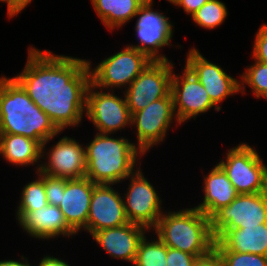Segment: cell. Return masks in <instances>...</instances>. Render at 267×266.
<instances>
[{
	"label": "cell",
	"mask_w": 267,
	"mask_h": 266,
	"mask_svg": "<svg viewBox=\"0 0 267 266\" xmlns=\"http://www.w3.org/2000/svg\"><path fill=\"white\" fill-rule=\"evenodd\" d=\"M13 78L60 132L81 123L91 84L86 59L31 46L24 69Z\"/></svg>",
	"instance_id": "obj_1"
},
{
	"label": "cell",
	"mask_w": 267,
	"mask_h": 266,
	"mask_svg": "<svg viewBox=\"0 0 267 266\" xmlns=\"http://www.w3.org/2000/svg\"><path fill=\"white\" fill-rule=\"evenodd\" d=\"M60 133L13 77H0V134L23 135L43 145Z\"/></svg>",
	"instance_id": "obj_2"
},
{
	"label": "cell",
	"mask_w": 267,
	"mask_h": 266,
	"mask_svg": "<svg viewBox=\"0 0 267 266\" xmlns=\"http://www.w3.org/2000/svg\"><path fill=\"white\" fill-rule=\"evenodd\" d=\"M97 133L85 146L86 175L95 184L116 185L138 168V156L144 154L127 138Z\"/></svg>",
	"instance_id": "obj_3"
},
{
	"label": "cell",
	"mask_w": 267,
	"mask_h": 266,
	"mask_svg": "<svg viewBox=\"0 0 267 266\" xmlns=\"http://www.w3.org/2000/svg\"><path fill=\"white\" fill-rule=\"evenodd\" d=\"M152 230L167 247L194 256H208L214 251L211 218L195 207L163 212Z\"/></svg>",
	"instance_id": "obj_4"
},
{
	"label": "cell",
	"mask_w": 267,
	"mask_h": 266,
	"mask_svg": "<svg viewBox=\"0 0 267 266\" xmlns=\"http://www.w3.org/2000/svg\"><path fill=\"white\" fill-rule=\"evenodd\" d=\"M224 159L218 165L239 194L267 192V166L256 149L240 143L229 149Z\"/></svg>",
	"instance_id": "obj_5"
},
{
	"label": "cell",
	"mask_w": 267,
	"mask_h": 266,
	"mask_svg": "<svg viewBox=\"0 0 267 266\" xmlns=\"http://www.w3.org/2000/svg\"><path fill=\"white\" fill-rule=\"evenodd\" d=\"M120 52L105 58L92 69L91 61L87 60L90 69L91 84L101 90L114 91L116 88L129 86L132 81L152 62L143 52L125 45ZM109 89V90H108Z\"/></svg>",
	"instance_id": "obj_6"
},
{
	"label": "cell",
	"mask_w": 267,
	"mask_h": 266,
	"mask_svg": "<svg viewBox=\"0 0 267 266\" xmlns=\"http://www.w3.org/2000/svg\"><path fill=\"white\" fill-rule=\"evenodd\" d=\"M174 65L168 61H152L148 66L125 88L130 114H134L153 101L171 94V81Z\"/></svg>",
	"instance_id": "obj_7"
},
{
	"label": "cell",
	"mask_w": 267,
	"mask_h": 266,
	"mask_svg": "<svg viewBox=\"0 0 267 266\" xmlns=\"http://www.w3.org/2000/svg\"><path fill=\"white\" fill-rule=\"evenodd\" d=\"M135 35L139 41L136 45H128L145 53L152 61H168L159 51L170 45L173 37V25L162 12L153 10V0H146L139 8L135 17ZM160 52V53H159Z\"/></svg>",
	"instance_id": "obj_8"
},
{
	"label": "cell",
	"mask_w": 267,
	"mask_h": 266,
	"mask_svg": "<svg viewBox=\"0 0 267 266\" xmlns=\"http://www.w3.org/2000/svg\"><path fill=\"white\" fill-rule=\"evenodd\" d=\"M97 90L96 86L89 85L85 114L98 133L114 134L128 125L131 127V114L125 95L120 98L113 91Z\"/></svg>",
	"instance_id": "obj_9"
},
{
	"label": "cell",
	"mask_w": 267,
	"mask_h": 266,
	"mask_svg": "<svg viewBox=\"0 0 267 266\" xmlns=\"http://www.w3.org/2000/svg\"><path fill=\"white\" fill-rule=\"evenodd\" d=\"M173 120L177 121L172 94L153 101L144 109L132 114L131 126L136 127L138 149L146 155L153 146L161 143Z\"/></svg>",
	"instance_id": "obj_10"
},
{
	"label": "cell",
	"mask_w": 267,
	"mask_h": 266,
	"mask_svg": "<svg viewBox=\"0 0 267 266\" xmlns=\"http://www.w3.org/2000/svg\"><path fill=\"white\" fill-rule=\"evenodd\" d=\"M130 184L124 194V207L130 223H136L152 230L162 216V200L158 191L144 177L140 166L128 177Z\"/></svg>",
	"instance_id": "obj_11"
},
{
	"label": "cell",
	"mask_w": 267,
	"mask_h": 266,
	"mask_svg": "<svg viewBox=\"0 0 267 266\" xmlns=\"http://www.w3.org/2000/svg\"><path fill=\"white\" fill-rule=\"evenodd\" d=\"M267 223V192L239 194L211 217L214 237L222 229H237Z\"/></svg>",
	"instance_id": "obj_12"
},
{
	"label": "cell",
	"mask_w": 267,
	"mask_h": 266,
	"mask_svg": "<svg viewBox=\"0 0 267 266\" xmlns=\"http://www.w3.org/2000/svg\"><path fill=\"white\" fill-rule=\"evenodd\" d=\"M52 139L54 138L46 140L42 145V159L47 156L48 161L37 165L36 170L48 176L67 180L85 177V146L71 137L63 136L55 145H52V148L45 151L46 144Z\"/></svg>",
	"instance_id": "obj_13"
},
{
	"label": "cell",
	"mask_w": 267,
	"mask_h": 266,
	"mask_svg": "<svg viewBox=\"0 0 267 266\" xmlns=\"http://www.w3.org/2000/svg\"><path fill=\"white\" fill-rule=\"evenodd\" d=\"M171 94L178 125L205 113L211 108L220 111L196 76L185 66L183 74L172 73Z\"/></svg>",
	"instance_id": "obj_14"
},
{
	"label": "cell",
	"mask_w": 267,
	"mask_h": 266,
	"mask_svg": "<svg viewBox=\"0 0 267 266\" xmlns=\"http://www.w3.org/2000/svg\"><path fill=\"white\" fill-rule=\"evenodd\" d=\"M185 66L196 76L207 91L211 102L219 106L230 95L240 93V81L231 77L216 63L209 62L195 48H191L186 57Z\"/></svg>",
	"instance_id": "obj_15"
},
{
	"label": "cell",
	"mask_w": 267,
	"mask_h": 266,
	"mask_svg": "<svg viewBox=\"0 0 267 266\" xmlns=\"http://www.w3.org/2000/svg\"><path fill=\"white\" fill-rule=\"evenodd\" d=\"M113 184H96L93 188L87 220V233H93L129 223L123 196Z\"/></svg>",
	"instance_id": "obj_16"
},
{
	"label": "cell",
	"mask_w": 267,
	"mask_h": 266,
	"mask_svg": "<svg viewBox=\"0 0 267 266\" xmlns=\"http://www.w3.org/2000/svg\"><path fill=\"white\" fill-rule=\"evenodd\" d=\"M96 184L87 177L65 179V190L62 193L60 211L67 225L77 234L87 231V220L93 188Z\"/></svg>",
	"instance_id": "obj_17"
},
{
	"label": "cell",
	"mask_w": 267,
	"mask_h": 266,
	"mask_svg": "<svg viewBox=\"0 0 267 266\" xmlns=\"http://www.w3.org/2000/svg\"><path fill=\"white\" fill-rule=\"evenodd\" d=\"M146 232H149L146 227L129 222L119 227L97 231L91 237L111 258L134 264L139 242Z\"/></svg>",
	"instance_id": "obj_18"
},
{
	"label": "cell",
	"mask_w": 267,
	"mask_h": 266,
	"mask_svg": "<svg viewBox=\"0 0 267 266\" xmlns=\"http://www.w3.org/2000/svg\"><path fill=\"white\" fill-rule=\"evenodd\" d=\"M16 219L20 227L30 237L51 239L61 236H75V232L67 225L63 213L58 206L47 205L34 211H16Z\"/></svg>",
	"instance_id": "obj_19"
},
{
	"label": "cell",
	"mask_w": 267,
	"mask_h": 266,
	"mask_svg": "<svg viewBox=\"0 0 267 266\" xmlns=\"http://www.w3.org/2000/svg\"><path fill=\"white\" fill-rule=\"evenodd\" d=\"M214 250H230L267 257V223L237 229H222L215 236Z\"/></svg>",
	"instance_id": "obj_20"
},
{
	"label": "cell",
	"mask_w": 267,
	"mask_h": 266,
	"mask_svg": "<svg viewBox=\"0 0 267 266\" xmlns=\"http://www.w3.org/2000/svg\"><path fill=\"white\" fill-rule=\"evenodd\" d=\"M203 180L204 200L195 208L209 218L222 207L228 206L239 195L227 174L218 164Z\"/></svg>",
	"instance_id": "obj_21"
},
{
	"label": "cell",
	"mask_w": 267,
	"mask_h": 266,
	"mask_svg": "<svg viewBox=\"0 0 267 266\" xmlns=\"http://www.w3.org/2000/svg\"><path fill=\"white\" fill-rule=\"evenodd\" d=\"M42 145L29 137L16 134H0V155L16 166L40 163Z\"/></svg>",
	"instance_id": "obj_22"
},
{
	"label": "cell",
	"mask_w": 267,
	"mask_h": 266,
	"mask_svg": "<svg viewBox=\"0 0 267 266\" xmlns=\"http://www.w3.org/2000/svg\"><path fill=\"white\" fill-rule=\"evenodd\" d=\"M146 0H91L93 9L106 29L126 25Z\"/></svg>",
	"instance_id": "obj_23"
},
{
	"label": "cell",
	"mask_w": 267,
	"mask_h": 266,
	"mask_svg": "<svg viewBox=\"0 0 267 266\" xmlns=\"http://www.w3.org/2000/svg\"><path fill=\"white\" fill-rule=\"evenodd\" d=\"M153 239L146 235L141 239L133 266H166L167 246L158 237Z\"/></svg>",
	"instance_id": "obj_24"
},
{
	"label": "cell",
	"mask_w": 267,
	"mask_h": 266,
	"mask_svg": "<svg viewBox=\"0 0 267 266\" xmlns=\"http://www.w3.org/2000/svg\"><path fill=\"white\" fill-rule=\"evenodd\" d=\"M240 77L241 94H245V85H248L256 98L262 97L267 100V64L255 60L253 65L247 66Z\"/></svg>",
	"instance_id": "obj_25"
},
{
	"label": "cell",
	"mask_w": 267,
	"mask_h": 266,
	"mask_svg": "<svg viewBox=\"0 0 267 266\" xmlns=\"http://www.w3.org/2000/svg\"><path fill=\"white\" fill-rule=\"evenodd\" d=\"M227 16L228 11L222 1L209 0L191 16V19L198 26L212 30L223 24Z\"/></svg>",
	"instance_id": "obj_26"
},
{
	"label": "cell",
	"mask_w": 267,
	"mask_h": 266,
	"mask_svg": "<svg viewBox=\"0 0 267 266\" xmlns=\"http://www.w3.org/2000/svg\"><path fill=\"white\" fill-rule=\"evenodd\" d=\"M37 177L23 187L16 211H34L48 205L44 181Z\"/></svg>",
	"instance_id": "obj_27"
},
{
	"label": "cell",
	"mask_w": 267,
	"mask_h": 266,
	"mask_svg": "<svg viewBox=\"0 0 267 266\" xmlns=\"http://www.w3.org/2000/svg\"><path fill=\"white\" fill-rule=\"evenodd\" d=\"M221 258L223 266H267V257L230 250H214Z\"/></svg>",
	"instance_id": "obj_28"
},
{
	"label": "cell",
	"mask_w": 267,
	"mask_h": 266,
	"mask_svg": "<svg viewBox=\"0 0 267 266\" xmlns=\"http://www.w3.org/2000/svg\"><path fill=\"white\" fill-rule=\"evenodd\" d=\"M36 173L37 176L44 181L48 204L59 207L61 204L62 193H64L65 190V179L48 176L40 171H36Z\"/></svg>",
	"instance_id": "obj_29"
},
{
	"label": "cell",
	"mask_w": 267,
	"mask_h": 266,
	"mask_svg": "<svg viewBox=\"0 0 267 266\" xmlns=\"http://www.w3.org/2000/svg\"><path fill=\"white\" fill-rule=\"evenodd\" d=\"M206 256H194L178 249L167 247L166 266H194L198 259Z\"/></svg>",
	"instance_id": "obj_30"
},
{
	"label": "cell",
	"mask_w": 267,
	"mask_h": 266,
	"mask_svg": "<svg viewBox=\"0 0 267 266\" xmlns=\"http://www.w3.org/2000/svg\"><path fill=\"white\" fill-rule=\"evenodd\" d=\"M251 56L254 60L267 64V24L259 27Z\"/></svg>",
	"instance_id": "obj_31"
},
{
	"label": "cell",
	"mask_w": 267,
	"mask_h": 266,
	"mask_svg": "<svg viewBox=\"0 0 267 266\" xmlns=\"http://www.w3.org/2000/svg\"><path fill=\"white\" fill-rule=\"evenodd\" d=\"M209 0H175L172 4L182 7L184 12L192 16L198 9H200Z\"/></svg>",
	"instance_id": "obj_32"
},
{
	"label": "cell",
	"mask_w": 267,
	"mask_h": 266,
	"mask_svg": "<svg viewBox=\"0 0 267 266\" xmlns=\"http://www.w3.org/2000/svg\"><path fill=\"white\" fill-rule=\"evenodd\" d=\"M194 266H223L221 258L213 251L210 255L200 258Z\"/></svg>",
	"instance_id": "obj_33"
},
{
	"label": "cell",
	"mask_w": 267,
	"mask_h": 266,
	"mask_svg": "<svg viewBox=\"0 0 267 266\" xmlns=\"http://www.w3.org/2000/svg\"><path fill=\"white\" fill-rule=\"evenodd\" d=\"M37 266H71V265L57 257L44 255V257L41 258Z\"/></svg>",
	"instance_id": "obj_34"
},
{
	"label": "cell",
	"mask_w": 267,
	"mask_h": 266,
	"mask_svg": "<svg viewBox=\"0 0 267 266\" xmlns=\"http://www.w3.org/2000/svg\"><path fill=\"white\" fill-rule=\"evenodd\" d=\"M33 0H13V17L21 13Z\"/></svg>",
	"instance_id": "obj_35"
},
{
	"label": "cell",
	"mask_w": 267,
	"mask_h": 266,
	"mask_svg": "<svg viewBox=\"0 0 267 266\" xmlns=\"http://www.w3.org/2000/svg\"><path fill=\"white\" fill-rule=\"evenodd\" d=\"M21 260L20 259L17 260H3L0 261V266H31V264L29 263V261L27 260V258L23 256H21Z\"/></svg>",
	"instance_id": "obj_36"
},
{
	"label": "cell",
	"mask_w": 267,
	"mask_h": 266,
	"mask_svg": "<svg viewBox=\"0 0 267 266\" xmlns=\"http://www.w3.org/2000/svg\"><path fill=\"white\" fill-rule=\"evenodd\" d=\"M7 4V15L9 18H13V0H0Z\"/></svg>",
	"instance_id": "obj_37"
},
{
	"label": "cell",
	"mask_w": 267,
	"mask_h": 266,
	"mask_svg": "<svg viewBox=\"0 0 267 266\" xmlns=\"http://www.w3.org/2000/svg\"><path fill=\"white\" fill-rule=\"evenodd\" d=\"M166 1L172 4L175 0H166Z\"/></svg>",
	"instance_id": "obj_38"
}]
</instances>
